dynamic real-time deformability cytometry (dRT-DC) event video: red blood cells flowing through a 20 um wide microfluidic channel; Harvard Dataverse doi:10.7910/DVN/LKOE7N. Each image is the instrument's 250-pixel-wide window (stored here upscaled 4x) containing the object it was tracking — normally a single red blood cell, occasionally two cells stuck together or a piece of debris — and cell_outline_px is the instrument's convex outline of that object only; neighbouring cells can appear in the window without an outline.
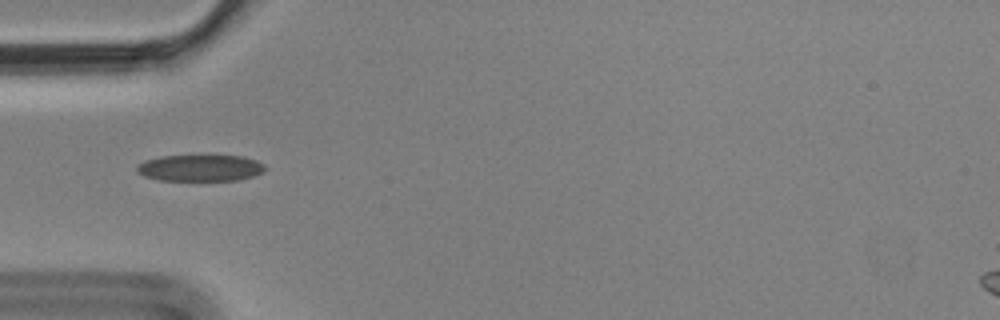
{"species": "Egyptian fruit bat (a non-hibernating species)", "species_latin": "Rousettus aegyptiacus", "temperature_condition": "cold", "stored_images_in_passage": 6, "camera_frame_rate_fps": 3000, "um_per_image_px": 0.085, "animal": {"sex": "male"}, "frame": {"image": 1, "passage_image": 5, "time_ms": 1.333, "image_size_px": [1000, 320], "cell_outline_px": [[264, 172], [252, 176], [236, 180], [160, 180], [144, 176], [136, 172], [136, 164], [144, 160], [160, 156], [244, 156], [256, 160], [264, 164]], "centroid_in_image_um": [16.97, 14.27], "position_along_channel_um": 68.0, "area_um2": 19.77}}